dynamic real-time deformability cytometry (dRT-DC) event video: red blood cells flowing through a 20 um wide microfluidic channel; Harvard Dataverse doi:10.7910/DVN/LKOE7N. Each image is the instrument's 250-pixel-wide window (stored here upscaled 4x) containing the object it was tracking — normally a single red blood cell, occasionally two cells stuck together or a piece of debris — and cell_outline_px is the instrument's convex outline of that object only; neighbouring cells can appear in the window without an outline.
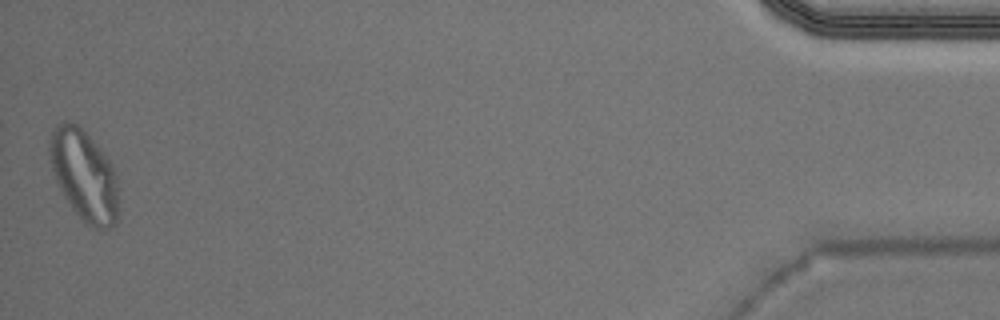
{"species": "Egyptian fruit bat (a non-hibernating species)", "species_latin": "Rousettus aegyptiacus", "temperature_condition": "warm", "stored_images_in_passage": 47, "camera_frame_rate_fps": 3000, "um_per_image_px": 0.085, "animal": {"sex": "male"}, "frame": {"image": 1, "passage_image": 47, "time_ms": 15.333, "image_size_px": [1000, 320], "cell_outline_px": [[116, 224], [112, 228], [92, 228], [84, 224], [72, 208], [56, 184], [48, 152], [48, 144], [52, 128], [56, 124], [64, 120], [76, 124], [88, 136], [112, 164], [116, 172]], "centroid_in_image_um": [7.1, 14.9], "position_along_channel_um": 428.1, "area_um2": 36.3}, "authors_computed_cell_mechanics": {"area_um2": 20.0566, "velocity_mm_per_s": 3.9334, "shape_relaxation_time_tau1_ms": 3.6599, "shape_relaxation_time_tau2_ms": 0.9132, "deformation_change_tau1": 0.1823, "deformation_change_tau2": 0.0524}}